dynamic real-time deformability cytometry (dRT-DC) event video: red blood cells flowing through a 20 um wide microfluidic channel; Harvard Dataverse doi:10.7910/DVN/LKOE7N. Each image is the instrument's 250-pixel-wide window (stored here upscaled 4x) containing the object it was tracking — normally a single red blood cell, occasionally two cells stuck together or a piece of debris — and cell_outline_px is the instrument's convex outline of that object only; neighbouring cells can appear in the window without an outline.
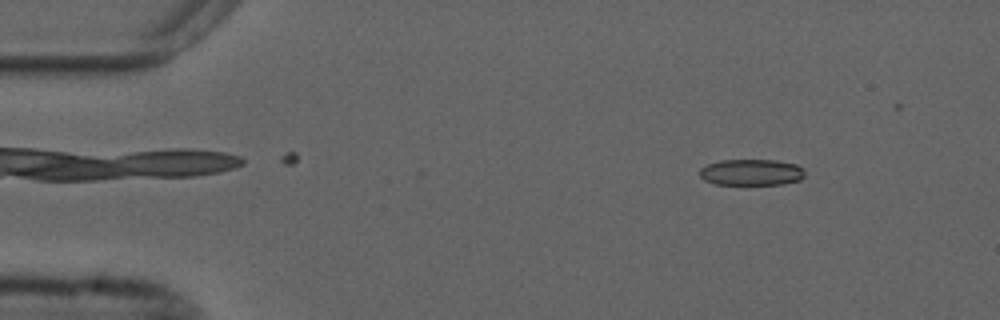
{"species": "common noctule bat (a hibernating species)", "species_latin": "Nyctalus noctula", "temperature_condition": "cold", "stored_images_in_passage": 43, "camera_frame_rate_fps": 3000, "um_per_image_px": 0.085, "animal": {"sex": "male", "forearm_length_mm": 52.5}, "frame": {"image": 1, "passage_image": 2, "time_ms": 0.333, "image_size_px": [1000, 320], "cell_outline_px": [[804, 176], [800, 180], [784, 184], [716, 184], [704, 180], [700, 176], [700, 168], [708, 164], [720, 160], [776, 160], [796, 164], [804, 168]], "centroid_in_image_um": [63.89, 14.64], "position_along_channel_um": 21.1, "area_um2": 16.13}}
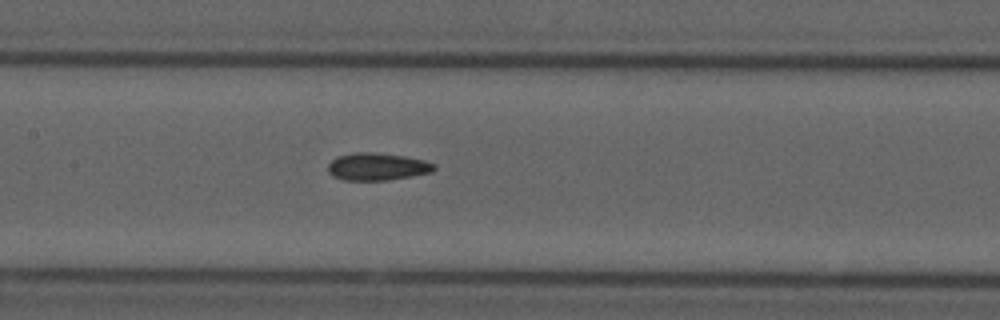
{"frame": {"image": 2, "passage_image": 21, "time_ms": 6.667, "image_size_px": [1000, 320], "cell_outline_px": [[436, 168], [432, 172], [412, 176], [388, 180], [344, 180], [332, 176], [328, 172], [328, 164], [332, 160], [340, 156], [356, 152], [372, 152], [404, 156], [424, 160], [436, 164]], "centroid_in_image_um": [32.08, 14.17], "position_along_channel_um": 175.3, "area_um2": 16.94}}
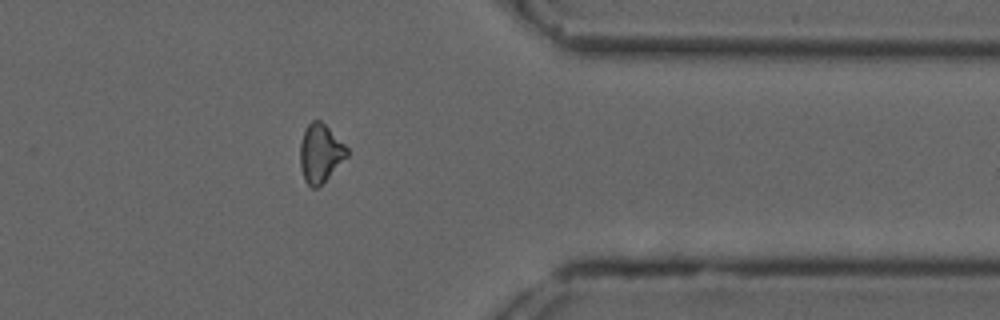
{"frame": {"image": 3, "passage_image": 39, "time_ms": 12.667, "image_size_px": [1000, 320], "cell_outline_px": [[348, 156], [316, 188], [312, 188], [304, 180], [300, 164], [300, 144], [304, 132], [308, 124], [312, 120], [320, 120], [348, 148]], "centroid_in_image_um": [27.21, 13.01], "position_along_channel_um": 384.2, "area_um2": 15.55}}